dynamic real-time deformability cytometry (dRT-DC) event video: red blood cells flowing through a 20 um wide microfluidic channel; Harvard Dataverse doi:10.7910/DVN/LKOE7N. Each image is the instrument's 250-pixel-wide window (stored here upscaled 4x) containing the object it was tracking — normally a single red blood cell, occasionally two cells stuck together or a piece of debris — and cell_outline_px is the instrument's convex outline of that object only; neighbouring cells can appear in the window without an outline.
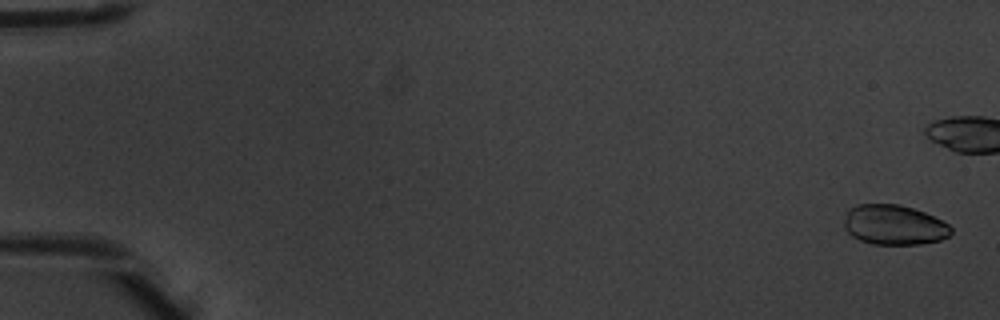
{"species": "common noctule bat (a hibernating species)", "species_latin": "Nyctalus noctula", "temperature_condition": "warm", "stored_images_in_passage": 7, "camera_frame_rate_fps": 3000, "um_per_image_px": 0.085, "animal": {"sex": "male", "body_mass_g": 20.1, "forearm_length_mm": 53.5}, "frame": {"image": 1, "passage_image": 1, "time_ms": 0.0, "image_size_px": [1000, 320], "cell_outline_px": [[952, 232], [948, 236], [940, 240], [920, 244], [872, 244], [860, 240], [852, 236], [844, 228], [844, 220], [848, 208], [856, 204], [900, 204], [924, 212], [948, 224], [952, 228]], "centroid_in_image_um": [75.96, 19.11], "position_along_channel_um": 9.0, "area_um2": 24.91}}
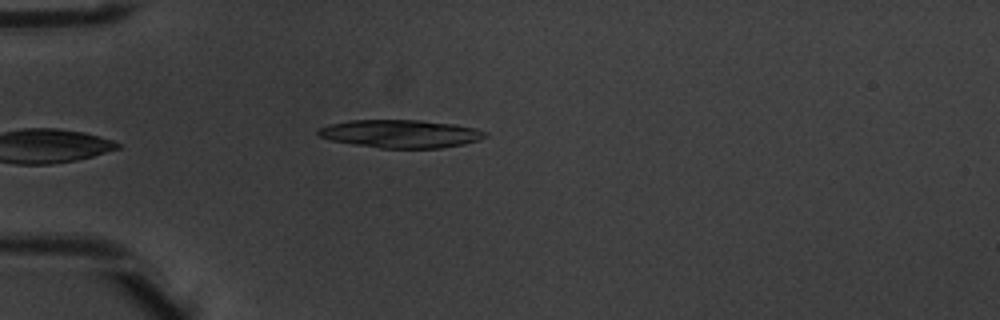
{"frame": {"image": 2, "passage_image": 6, "time_ms": 1.667, "image_size_px": [1000, 320], "cell_outline_px": [[488, 136], [480, 140], [464, 144], [440, 148], [380, 148], [332, 140], [320, 136], [316, 132], [320, 128], [332, 124], [348, 120], [420, 120], [456, 124], [476, 128], [488, 132]], "centroid_in_image_um": [34.14, 11.36], "position_along_channel_um": 50.9, "area_um2": 27.22}}